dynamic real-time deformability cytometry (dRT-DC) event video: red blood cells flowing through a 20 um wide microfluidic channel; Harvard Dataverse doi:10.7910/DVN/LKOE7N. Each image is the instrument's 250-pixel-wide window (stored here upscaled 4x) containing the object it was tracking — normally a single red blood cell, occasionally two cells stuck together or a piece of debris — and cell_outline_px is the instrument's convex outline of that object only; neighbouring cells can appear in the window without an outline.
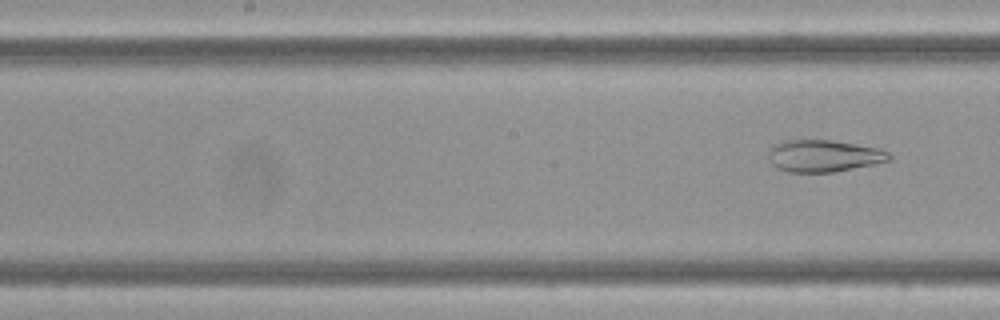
{"species": "Egyptian fruit bat (a non-hibernating species)", "species_latin": "Rousettus aegyptiacus", "temperature_condition": "cold", "stored_images_in_passage": 10, "camera_frame_rate_fps": 3000, "um_per_image_px": 0.085, "frame": {"image": 1, "passage_image": 10, "time_ms": 3.0, "image_size_px": [1000, 320], "cell_outline_px": [[892, 160], [832, 172], [788, 172], [772, 164], [768, 156], [768, 152], [772, 144], [780, 140], [832, 140], [876, 148], [888, 152], [892, 156]], "centroid_in_image_um": [69.97, 13.24], "position_along_channel_um": 178.2, "area_um2": 22.37}}